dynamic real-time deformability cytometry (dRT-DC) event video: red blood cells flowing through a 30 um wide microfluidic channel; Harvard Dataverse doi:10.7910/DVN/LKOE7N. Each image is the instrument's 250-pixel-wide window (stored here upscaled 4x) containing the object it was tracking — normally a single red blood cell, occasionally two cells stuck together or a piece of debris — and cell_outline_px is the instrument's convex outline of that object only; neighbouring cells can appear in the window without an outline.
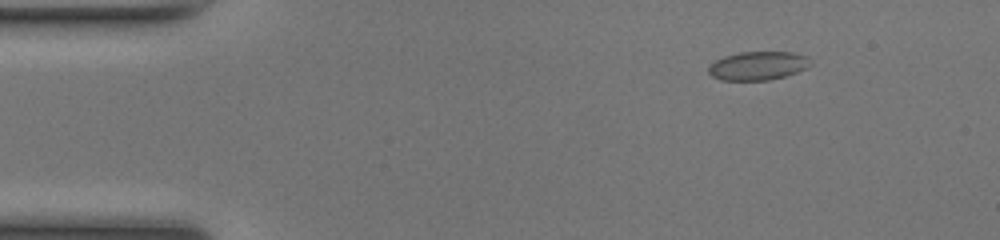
{"species": "common noctule bat (a hibernating species)", "species_latin": "Nyctalus noctula", "temperature_condition": "room temperature", "stored_images_in_passage": 44, "camera_frame_rate_fps": 3000, "um_per_image_px": 0.085, "animal": {"sex": "female", "body_mass_g": 17.0, "forearm_length_mm": 48.0}, "frame": {"image": 1, "passage_image": 1, "time_ms": 0.0, "image_size_px": [1000, 240], "cell_outline_px": [[812, 64], [796, 72], [784, 76], [768, 80], [720, 80], [712, 76], [708, 72], [708, 64], [724, 56], [740, 52], [792, 52], [808, 56]], "centroid_in_image_um": [64.39, 5.58], "position_along_channel_um": 20.6, "area_um2": 16.99}}
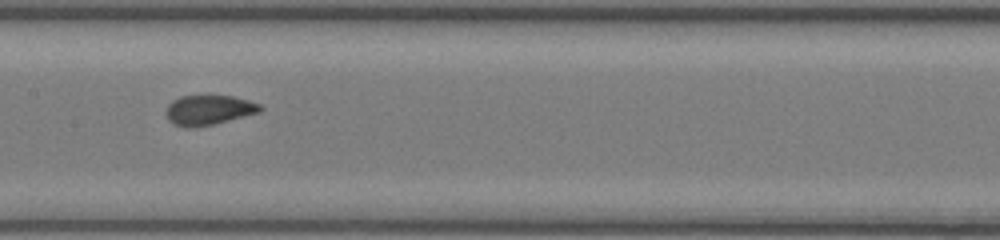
{"frame": {"image": 2, "passage_image": 19, "time_ms": 6.0, "image_size_px": [1000, 240], "cell_outline_px": [[264, 108], [260, 112], [212, 124], [192, 128], [184, 128], [172, 124], [168, 120], [168, 104], [172, 100], [180, 96], [232, 96], [248, 100], [260, 104]], "centroid_in_image_um": [17.74, 9.36], "position_along_channel_um": 189.7, "area_um2": 16.24}}
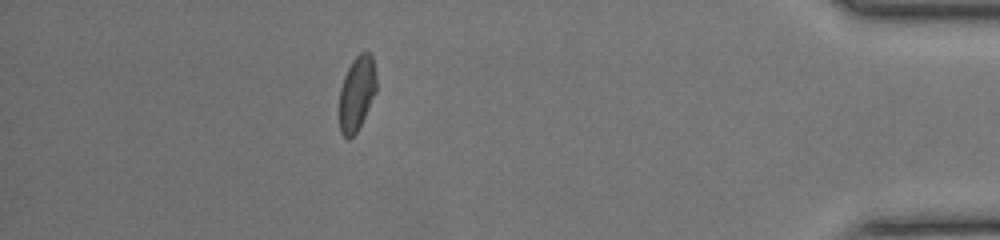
{"frame": {"image": 3, "passage_image": 38, "time_ms": 12.333, "image_size_px": [1000, 240], "cell_outline_px": [[376, 92], [356, 132], [348, 140], [340, 132], [340, 88], [344, 76], [352, 60], [360, 52], [368, 52], [372, 56], [376, 76]], "centroid_in_image_um": [30.32, 7.91], "position_along_channel_um": 404.9, "area_um2": 15.9}, "authors_computed_cell_mechanics": {"area_um2": 16.7042, "velocity_mm_per_s": 4.2334, "shape_relaxation_time_tau1_ms": 7.5992, "shape_relaxation_time_tau2_ms": null, "deformation_change_tau1": 0.1863, "deformation_change_tau2": null}}